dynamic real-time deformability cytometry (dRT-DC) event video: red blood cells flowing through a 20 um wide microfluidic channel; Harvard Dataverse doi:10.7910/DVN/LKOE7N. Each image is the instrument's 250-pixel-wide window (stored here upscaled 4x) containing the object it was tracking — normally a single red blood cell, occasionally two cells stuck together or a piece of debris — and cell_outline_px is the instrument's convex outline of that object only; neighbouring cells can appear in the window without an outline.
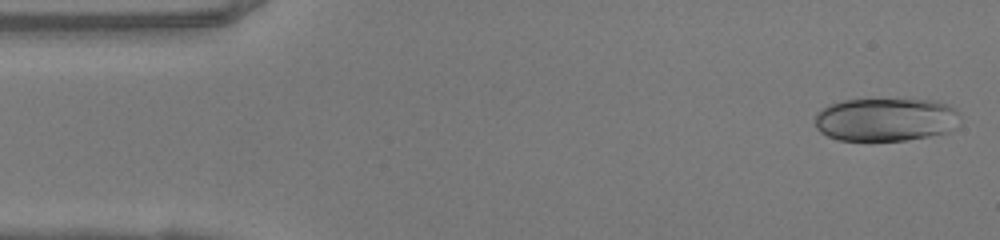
{"species": "human", "species_latin": "Homo sapiens", "temperature_condition": "warm", "stored_images_in_passage": 47, "camera_frame_rate_fps": 3000, "um_per_image_px": 0.085, "donor": {"sex": "female"}, "frame": {"image": 1, "passage_image": 1, "time_ms": 0.0, "image_size_px": [1000, 240], "cell_outline_px": [[960, 124], [956, 128], [948, 132], [928, 136], [904, 140], [840, 140], [828, 136], [820, 132], [816, 128], [816, 112], [828, 104], [844, 100], [936, 100], [948, 104], [956, 108], [960, 112]], "centroid_in_image_um": [75.34, 10.15], "position_along_channel_um": 9.7, "area_um2": 36.88}}
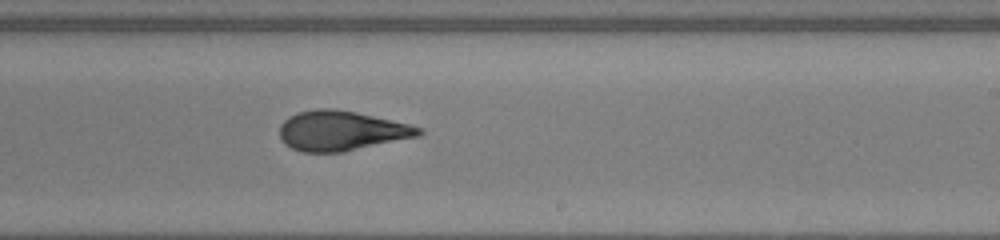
{"frame": {"image": 2, "passage_image": 27, "time_ms": 8.667, "image_size_px": [1000, 240], "cell_outline_px": [[424, 132], [420, 136], [344, 152], [304, 152], [292, 148], [284, 144], [280, 140], [280, 124], [288, 116], [300, 112], [316, 108], [336, 108], [356, 112], [408, 124], [424, 128]], "centroid_in_image_um": [29.01, 11.12], "position_along_channel_um": 260.0, "area_um2": 32.48}}
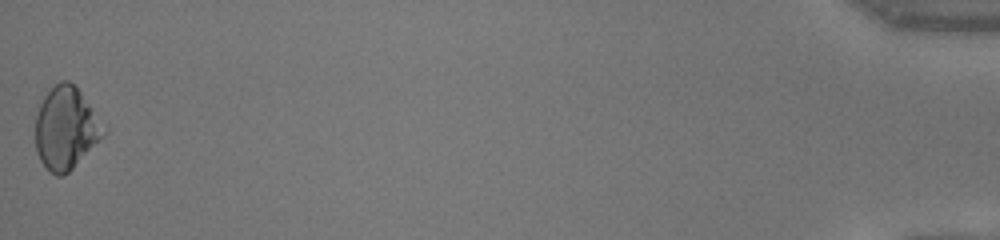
{"frame": {"image": 3, "passage_image": 47, "time_ms": 15.333, "image_size_px": [1000, 240], "cell_outline_px": [[108, 132], [64, 176], [56, 176], [48, 172], [40, 160], [36, 152], [36, 116], [40, 104], [44, 96], [60, 80], [68, 80], [80, 92], [108, 128]], "centroid_in_image_um": [5.61, 10.92], "position_along_channel_um": 429.6, "area_um2": 32.71}, "authors_computed_cell_mechanics": {"area_um2": 32.4836, "velocity_mm_per_s": 4.1757, "shape_relaxation_time_tau1_ms": null, "shape_relaxation_time_tau2_ms": 1.048, "deformation_change_tau1": null, "deformation_change_tau2": 0.0518}}